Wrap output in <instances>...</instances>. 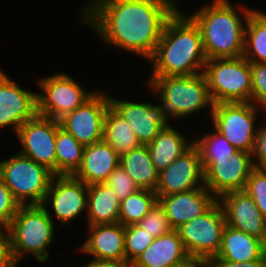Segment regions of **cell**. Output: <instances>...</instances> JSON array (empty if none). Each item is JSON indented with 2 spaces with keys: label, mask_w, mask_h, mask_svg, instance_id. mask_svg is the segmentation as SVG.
I'll return each mask as SVG.
<instances>
[{
  "label": "cell",
  "mask_w": 266,
  "mask_h": 267,
  "mask_svg": "<svg viewBox=\"0 0 266 267\" xmlns=\"http://www.w3.org/2000/svg\"><path fill=\"white\" fill-rule=\"evenodd\" d=\"M207 262L209 267H263V258L241 263L223 259H210Z\"/></svg>",
  "instance_id": "cell-40"
},
{
  "label": "cell",
  "mask_w": 266,
  "mask_h": 267,
  "mask_svg": "<svg viewBox=\"0 0 266 267\" xmlns=\"http://www.w3.org/2000/svg\"><path fill=\"white\" fill-rule=\"evenodd\" d=\"M55 144L56 175H74L82 164L84 146L61 126Z\"/></svg>",
  "instance_id": "cell-29"
},
{
  "label": "cell",
  "mask_w": 266,
  "mask_h": 267,
  "mask_svg": "<svg viewBox=\"0 0 266 267\" xmlns=\"http://www.w3.org/2000/svg\"><path fill=\"white\" fill-rule=\"evenodd\" d=\"M203 74L215 104L251 102L250 62L243 56L207 60Z\"/></svg>",
  "instance_id": "cell-7"
},
{
  "label": "cell",
  "mask_w": 266,
  "mask_h": 267,
  "mask_svg": "<svg viewBox=\"0 0 266 267\" xmlns=\"http://www.w3.org/2000/svg\"><path fill=\"white\" fill-rule=\"evenodd\" d=\"M89 236L79 250L98 260L125 262V226L110 223L88 226Z\"/></svg>",
  "instance_id": "cell-20"
},
{
  "label": "cell",
  "mask_w": 266,
  "mask_h": 267,
  "mask_svg": "<svg viewBox=\"0 0 266 267\" xmlns=\"http://www.w3.org/2000/svg\"><path fill=\"white\" fill-rule=\"evenodd\" d=\"M266 243L252 235L226 225L222 234V244L216 257L230 262H248L263 258Z\"/></svg>",
  "instance_id": "cell-23"
},
{
  "label": "cell",
  "mask_w": 266,
  "mask_h": 267,
  "mask_svg": "<svg viewBox=\"0 0 266 267\" xmlns=\"http://www.w3.org/2000/svg\"><path fill=\"white\" fill-rule=\"evenodd\" d=\"M251 70V103L266 109V63H250ZM256 102V103H255Z\"/></svg>",
  "instance_id": "cell-36"
},
{
  "label": "cell",
  "mask_w": 266,
  "mask_h": 267,
  "mask_svg": "<svg viewBox=\"0 0 266 267\" xmlns=\"http://www.w3.org/2000/svg\"><path fill=\"white\" fill-rule=\"evenodd\" d=\"M43 205H21L9 225L11 253L16 265L24 254H32L36 260L49 258L47 246L55 234L54 219Z\"/></svg>",
  "instance_id": "cell-5"
},
{
  "label": "cell",
  "mask_w": 266,
  "mask_h": 267,
  "mask_svg": "<svg viewBox=\"0 0 266 267\" xmlns=\"http://www.w3.org/2000/svg\"><path fill=\"white\" fill-rule=\"evenodd\" d=\"M191 258L185 250L177 230L154 238L149 247L130 267H178Z\"/></svg>",
  "instance_id": "cell-21"
},
{
  "label": "cell",
  "mask_w": 266,
  "mask_h": 267,
  "mask_svg": "<svg viewBox=\"0 0 266 267\" xmlns=\"http://www.w3.org/2000/svg\"><path fill=\"white\" fill-rule=\"evenodd\" d=\"M82 267H130V264L112 260L92 259L88 264Z\"/></svg>",
  "instance_id": "cell-41"
},
{
  "label": "cell",
  "mask_w": 266,
  "mask_h": 267,
  "mask_svg": "<svg viewBox=\"0 0 266 267\" xmlns=\"http://www.w3.org/2000/svg\"><path fill=\"white\" fill-rule=\"evenodd\" d=\"M104 183L112 188L120 202L140 189L121 165L114 169Z\"/></svg>",
  "instance_id": "cell-35"
},
{
  "label": "cell",
  "mask_w": 266,
  "mask_h": 267,
  "mask_svg": "<svg viewBox=\"0 0 266 267\" xmlns=\"http://www.w3.org/2000/svg\"><path fill=\"white\" fill-rule=\"evenodd\" d=\"M0 267H17L11 253L10 234L6 228L0 230Z\"/></svg>",
  "instance_id": "cell-39"
},
{
  "label": "cell",
  "mask_w": 266,
  "mask_h": 267,
  "mask_svg": "<svg viewBox=\"0 0 266 267\" xmlns=\"http://www.w3.org/2000/svg\"><path fill=\"white\" fill-rule=\"evenodd\" d=\"M125 171L140 189L155 191L159 172L155 168L147 145H141L120 155V162Z\"/></svg>",
  "instance_id": "cell-26"
},
{
  "label": "cell",
  "mask_w": 266,
  "mask_h": 267,
  "mask_svg": "<svg viewBox=\"0 0 266 267\" xmlns=\"http://www.w3.org/2000/svg\"><path fill=\"white\" fill-rule=\"evenodd\" d=\"M207 61L201 32L178 8L166 21L156 51L149 60L151 76H192L203 73Z\"/></svg>",
  "instance_id": "cell-2"
},
{
  "label": "cell",
  "mask_w": 266,
  "mask_h": 267,
  "mask_svg": "<svg viewBox=\"0 0 266 267\" xmlns=\"http://www.w3.org/2000/svg\"><path fill=\"white\" fill-rule=\"evenodd\" d=\"M244 190L253 199L260 213L266 218V169L255 167L247 180Z\"/></svg>",
  "instance_id": "cell-34"
},
{
  "label": "cell",
  "mask_w": 266,
  "mask_h": 267,
  "mask_svg": "<svg viewBox=\"0 0 266 267\" xmlns=\"http://www.w3.org/2000/svg\"><path fill=\"white\" fill-rule=\"evenodd\" d=\"M59 120L36 114L21 125L15 134L19 139L22 155L45 166L56 175V137Z\"/></svg>",
  "instance_id": "cell-11"
},
{
  "label": "cell",
  "mask_w": 266,
  "mask_h": 267,
  "mask_svg": "<svg viewBox=\"0 0 266 267\" xmlns=\"http://www.w3.org/2000/svg\"><path fill=\"white\" fill-rule=\"evenodd\" d=\"M178 267H209V265L206 260L190 259L185 264Z\"/></svg>",
  "instance_id": "cell-42"
},
{
  "label": "cell",
  "mask_w": 266,
  "mask_h": 267,
  "mask_svg": "<svg viewBox=\"0 0 266 267\" xmlns=\"http://www.w3.org/2000/svg\"><path fill=\"white\" fill-rule=\"evenodd\" d=\"M157 197L174 230L203 215L218 201L205 186L172 195H157Z\"/></svg>",
  "instance_id": "cell-19"
},
{
  "label": "cell",
  "mask_w": 266,
  "mask_h": 267,
  "mask_svg": "<svg viewBox=\"0 0 266 267\" xmlns=\"http://www.w3.org/2000/svg\"><path fill=\"white\" fill-rule=\"evenodd\" d=\"M42 93H37V114L59 120L83 105L96 92H87L71 76L57 73L37 82Z\"/></svg>",
  "instance_id": "cell-10"
},
{
  "label": "cell",
  "mask_w": 266,
  "mask_h": 267,
  "mask_svg": "<svg viewBox=\"0 0 266 267\" xmlns=\"http://www.w3.org/2000/svg\"><path fill=\"white\" fill-rule=\"evenodd\" d=\"M20 206L0 175V225L3 228L9 227Z\"/></svg>",
  "instance_id": "cell-37"
},
{
  "label": "cell",
  "mask_w": 266,
  "mask_h": 267,
  "mask_svg": "<svg viewBox=\"0 0 266 267\" xmlns=\"http://www.w3.org/2000/svg\"><path fill=\"white\" fill-rule=\"evenodd\" d=\"M219 198L218 202L224 211L226 225L266 243V218L245 190L231 191Z\"/></svg>",
  "instance_id": "cell-17"
},
{
  "label": "cell",
  "mask_w": 266,
  "mask_h": 267,
  "mask_svg": "<svg viewBox=\"0 0 266 267\" xmlns=\"http://www.w3.org/2000/svg\"><path fill=\"white\" fill-rule=\"evenodd\" d=\"M147 85L157 92L161 103L159 106L168 122L171 116L176 120L209 107L212 112L214 108L215 103L203 73L192 76H150Z\"/></svg>",
  "instance_id": "cell-4"
},
{
  "label": "cell",
  "mask_w": 266,
  "mask_h": 267,
  "mask_svg": "<svg viewBox=\"0 0 266 267\" xmlns=\"http://www.w3.org/2000/svg\"><path fill=\"white\" fill-rule=\"evenodd\" d=\"M153 239L137 224L125 227V262L131 265L149 247Z\"/></svg>",
  "instance_id": "cell-32"
},
{
  "label": "cell",
  "mask_w": 266,
  "mask_h": 267,
  "mask_svg": "<svg viewBox=\"0 0 266 267\" xmlns=\"http://www.w3.org/2000/svg\"><path fill=\"white\" fill-rule=\"evenodd\" d=\"M109 99L111 107L128 122L141 145L150 144L169 125L158 104L121 101L110 95Z\"/></svg>",
  "instance_id": "cell-18"
},
{
  "label": "cell",
  "mask_w": 266,
  "mask_h": 267,
  "mask_svg": "<svg viewBox=\"0 0 266 267\" xmlns=\"http://www.w3.org/2000/svg\"><path fill=\"white\" fill-rule=\"evenodd\" d=\"M88 185L73 175H55L42 205L52 206L61 225H67L87 211ZM47 204V206H46Z\"/></svg>",
  "instance_id": "cell-14"
},
{
  "label": "cell",
  "mask_w": 266,
  "mask_h": 267,
  "mask_svg": "<svg viewBox=\"0 0 266 267\" xmlns=\"http://www.w3.org/2000/svg\"><path fill=\"white\" fill-rule=\"evenodd\" d=\"M263 267H266V249H265L264 255H263Z\"/></svg>",
  "instance_id": "cell-43"
},
{
  "label": "cell",
  "mask_w": 266,
  "mask_h": 267,
  "mask_svg": "<svg viewBox=\"0 0 266 267\" xmlns=\"http://www.w3.org/2000/svg\"><path fill=\"white\" fill-rule=\"evenodd\" d=\"M120 200L111 187L105 183L88 185L87 220L88 226L117 223Z\"/></svg>",
  "instance_id": "cell-24"
},
{
  "label": "cell",
  "mask_w": 266,
  "mask_h": 267,
  "mask_svg": "<svg viewBox=\"0 0 266 267\" xmlns=\"http://www.w3.org/2000/svg\"><path fill=\"white\" fill-rule=\"evenodd\" d=\"M37 114V92L26 91L6 76L0 68V128L19 127Z\"/></svg>",
  "instance_id": "cell-16"
},
{
  "label": "cell",
  "mask_w": 266,
  "mask_h": 267,
  "mask_svg": "<svg viewBox=\"0 0 266 267\" xmlns=\"http://www.w3.org/2000/svg\"><path fill=\"white\" fill-rule=\"evenodd\" d=\"M82 10L83 22L93 26L106 45L154 55L166 21L178 6L175 0H91Z\"/></svg>",
  "instance_id": "cell-1"
},
{
  "label": "cell",
  "mask_w": 266,
  "mask_h": 267,
  "mask_svg": "<svg viewBox=\"0 0 266 267\" xmlns=\"http://www.w3.org/2000/svg\"><path fill=\"white\" fill-rule=\"evenodd\" d=\"M153 238L161 237L174 230L166 217L163 206L157 201L150 211L137 223Z\"/></svg>",
  "instance_id": "cell-33"
},
{
  "label": "cell",
  "mask_w": 266,
  "mask_h": 267,
  "mask_svg": "<svg viewBox=\"0 0 266 267\" xmlns=\"http://www.w3.org/2000/svg\"><path fill=\"white\" fill-rule=\"evenodd\" d=\"M120 156L104 140L84 147L82 164L73 175L86 185L104 183L119 165Z\"/></svg>",
  "instance_id": "cell-22"
},
{
  "label": "cell",
  "mask_w": 266,
  "mask_h": 267,
  "mask_svg": "<svg viewBox=\"0 0 266 267\" xmlns=\"http://www.w3.org/2000/svg\"><path fill=\"white\" fill-rule=\"evenodd\" d=\"M178 131L169 124L147 145L152 162L159 173L194 144L193 140L186 141V137Z\"/></svg>",
  "instance_id": "cell-25"
},
{
  "label": "cell",
  "mask_w": 266,
  "mask_h": 267,
  "mask_svg": "<svg viewBox=\"0 0 266 267\" xmlns=\"http://www.w3.org/2000/svg\"><path fill=\"white\" fill-rule=\"evenodd\" d=\"M254 168L252 153L236 151L230 160H211L204 167V185L219 199L225 193L244 190Z\"/></svg>",
  "instance_id": "cell-13"
},
{
  "label": "cell",
  "mask_w": 266,
  "mask_h": 267,
  "mask_svg": "<svg viewBox=\"0 0 266 267\" xmlns=\"http://www.w3.org/2000/svg\"><path fill=\"white\" fill-rule=\"evenodd\" d=\"M194 145L199 149L203 168L211 160H230L232 155L238 151L218 131L199 136L193 139Z\"/></svg>",
  "instance_id": "cell-31"
},
{
  "label": "cell",
  "mask_w": 266,
  "mask_h": 267,
  "mask_svg": "<svg viewBox=\"0 0 266 267\" xmlns=\"http://www.w3.org/2000/svg\"><path fill=\"white\" fill-rule=\"evenodd\" d=\"M243 57L250 63H266V13L253 10L245 29Z\"/></svg>",
  "instance_id": "cell-28"
},
{
  "label": "cell",
  "mask_w": 266,
  "mask_h": 267,
  "mask_svg": "<svg viewBox=\"0 0 266 267\" xmlns=\"http://www.w3.org/2000/svg\"><path fill=\"white\" fill-rule=\"evenodd\" d=\"M212 2L211 5L205 4L189 16L201 32L207 60L243 56L245 29L248 17L254 9L239 8L244 16L242 18L245 21H243L238 10L228 0H213Z\"/></svg>",
  "instance_id": "cell-3"
},
{
  "label": "cell",
  "mask_w": 266,
  "mask_h": 267,
  "mask_svg": "<svg viewBox=\"0 0 266 267\" xmlns=\"http://www.w3.org/2000/svg\"><path fill=\"white\" fill-rule=\"evenodd\" d=\"M252 156L256 168L266 169V124L262 128H258ZM255 157L258 159L257 161L254 159Z\"/></svg>",
  "instance_id": "cell-38"
},
{
  "label": "cell",
  "mask_w": 266,
  "mask_h": 267,
  "mask_svg": "<svg viewBox=\"0 0 266 267\" xmlns=\"http://www.w3.org/2000/svg\"><path fill=\"white\" fill-rule=\"evenodd\" d=\"M103 140L119 156L141 146L128 122L111 106L108 108L104 118Z\"/></svg>",
  "instance_id": "cell-27"
},
{
  "label": "cell",
  "mask_w": 266,
  "mask_h": 267,
  "mask_svg": "<svg viewBox=\"0 0 266 267\" xmlns=\"http://www.w3.org/2000/svg\"><path fill=\"white\" fill-rule=\"evenodd\" d=\"M259 106L251 102L214 104L211 114L213 128L238 151L253 153L258 128H254Z\"/></svg>",
  "instance_id": "cell-8"
},
{
  "label": "cell",
  "mask_w": 266,
  "mask_h": 267,
  "mask_svg": "<svg viewBox=\"0 0 266 267\" xmlns=\"http://www.w3.org/2000/svg\"><path fill=\"white\" fill-rule=\"evenodd\" d=\"M158 201L155 191L139 189L120 202L118 222L127 227L137 224Z\"/></svg>",
  "instance_id": "cell-30"
},
{
  "label": "cell",
  "mask_w": 266,
  "mask_h": 267,
  "mask_svg": "<svg viewBox=\"0 0 266 267\" xmlns=\"http://www.w3.org/2000/svg\"><path fill=\"white\" fill-rule=\"evenodd\" d=\"M0 175L20 205H42L55 176L48 168L19 152L0 161Z\"/></svg>",
  "instance_id": "cell-6"
},
{
  "label": "cell",
  "mask_w": 266,
  "mask_h": 267,
  "mask_svg": "<svg viewBox=\"0 0 266 267\" xmlns=\"http://www.w3.org/2000/svg\"><path fill=\"white\" fill-rule=\"evenodd\" d=\"M226 226L224 211L217 201L203 215L181 225L177 230L191 259L210 260L218 254Z\"/></svg>",
  "instance_id": "cell-9"
},
{
  "label": "cell",
  "mask_w": 266,
  "mask_h": 267,
  "mask_svg": "<svg viewBox=\"0 0 266 267\" xmlns=\"http://www.w3.org/2000/svg\"><path fill=\"white\" fill-rule=\"evenodd\" d=\"M204 168L199 149L193 144L159 173L157 195H172L204 187Z\"/></svg>",
  "instance_id": "cell-15"
},
{
  "label": "cell",
  "mask_w": 266,
  "mask_h": 267,
  "mask_svg": "<svg viewBox=\"0 0 266 267\" xmlns=\"http://www.w3.org/2000/svg\"><path fill=\"white\" fill-rule=\"evenodd\" d=\"M109 94L96 91L83 105L59 119L60 126L84 147L103 140L104 118L110 107Z\"/></svg>",
  "instance_id": "cell-12"
}]
</instances>
